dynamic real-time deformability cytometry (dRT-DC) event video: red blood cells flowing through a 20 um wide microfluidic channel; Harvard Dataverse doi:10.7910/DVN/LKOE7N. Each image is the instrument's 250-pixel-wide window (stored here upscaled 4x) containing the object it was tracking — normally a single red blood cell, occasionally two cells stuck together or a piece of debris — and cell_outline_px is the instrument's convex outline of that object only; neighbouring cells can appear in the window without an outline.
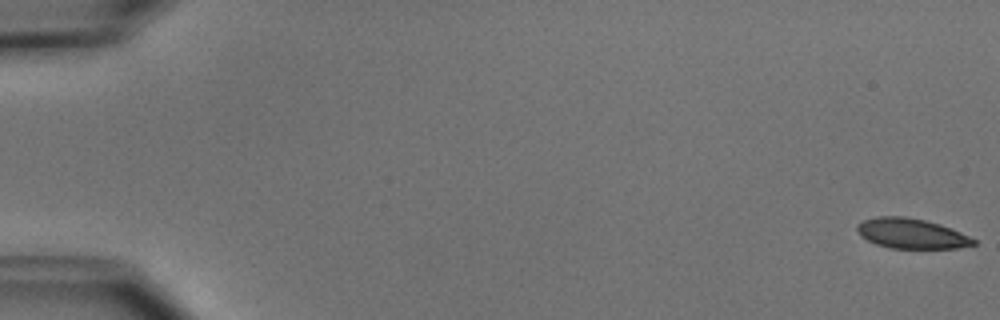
{"species": "common noctule bat (a hibernating species)", "species_latin": "Nyctalus noctula", "temperature_condition": "cold", "stored_images_in_passage": 6, "camera_frame_rate_fps": 3000, "um_per_image_px": 0.085, "animal": {"sex": "male", "body_mass_g": 15.6}, "frame": {"image": 1, "passage_image": 1, "time_ms": 0.0, "image_size_px": [1000, 320], "cell_outline_px": [[976, 244], [956, 248], [892, 248], [876, 244], [860, 236], [856, 228], [856, 224], [864, 220], [876, 216], [904, 216], [924, 220], [940, 224], [960, 232], [976, 240]], "centroid_in_image_um": [77.44, 19.84], "position_along_channel_um": 7.6, "area_um2": 20.29}}
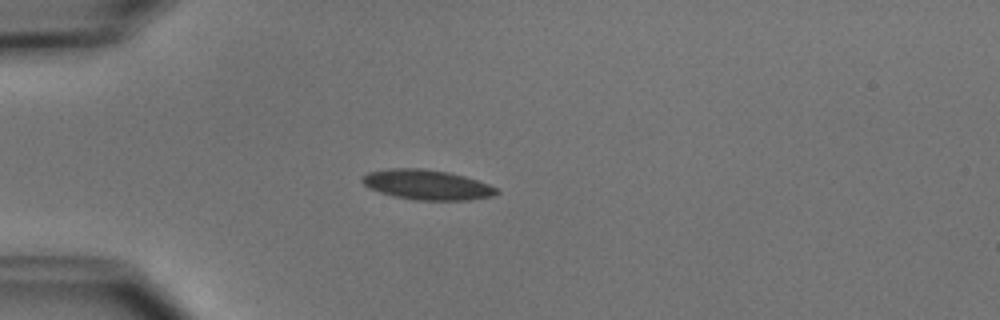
{"frame": {"image": 2, "passage_image": 5, "time_ms": 4.667, "image_size_px": [1000, 320], "cell_outline_px": [[500, 192], [492, 196], [468, 200], [416, 200], [392, 196], [368, 188], [360, 180], [368, 172], [388, 168], [420, 168], [448, 172], [464, 176], [488, 184], [496, 188]], "centroid_in_image_um": [36.26, 15.7], "position_along_channel_um": 48.7, "area_um2": 23.41}}